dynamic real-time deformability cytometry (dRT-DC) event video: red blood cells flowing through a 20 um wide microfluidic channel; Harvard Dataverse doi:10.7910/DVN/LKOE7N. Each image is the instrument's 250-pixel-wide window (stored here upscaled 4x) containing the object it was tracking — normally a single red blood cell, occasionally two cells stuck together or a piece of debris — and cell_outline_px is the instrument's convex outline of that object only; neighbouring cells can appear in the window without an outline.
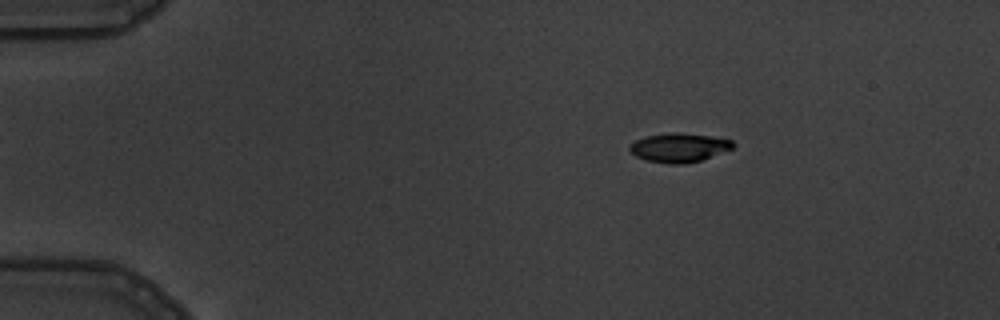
{"species": "common noctule bat (a hibernating species)", "species_latin": "Nyctalus noctula", "temperature_condition": "warm", "stored_images_in_passage": 4, "camera_frame_rate_fps": 3000, "um_per_image_px": 0.085, "animal": {"sex": "male", "body_mass_g": 19.5, "forearm_length_mm": 54.6}, "frame": {"image": 1, "passage_image": 2, "time_ms": 1.333, "image_size_px": [1000, 320], "cell_outline_px": [[736, 144], [732, 148], [700, 160], [684, 164], [672, 164], [648, 160], [636, 156], [628, 148], [636, 140], [648, 136], [676, 132], [712, 136], [732, 140]], "centroid_in_image_um": [57.75, 12.54], "position_along_channel_um": 27.3, "area_um2": 17.05}}